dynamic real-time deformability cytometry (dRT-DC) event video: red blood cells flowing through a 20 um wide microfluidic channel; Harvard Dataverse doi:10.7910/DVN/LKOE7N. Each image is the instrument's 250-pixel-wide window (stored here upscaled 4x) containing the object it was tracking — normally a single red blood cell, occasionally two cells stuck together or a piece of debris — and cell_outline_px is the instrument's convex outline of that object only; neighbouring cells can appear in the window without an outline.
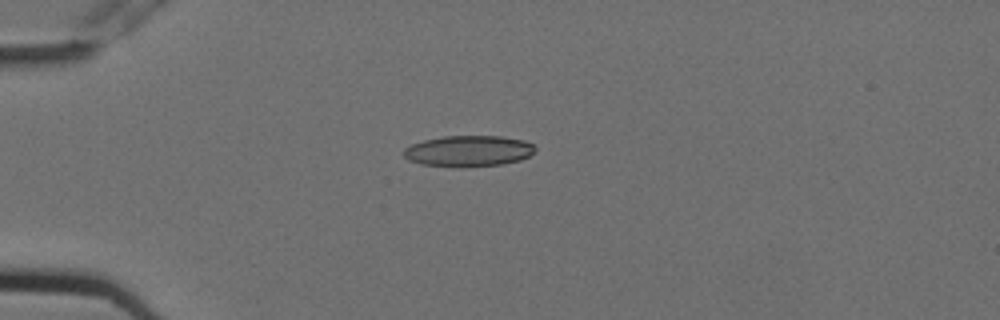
{"species": "Egyptian fruit bat (a non-hibernating species)", "species_latin": "Rousettus aegyptiacus", "temperature_condition": "cold", "stored_images_in_passage": 8, "camera_frame_rate_fps": 3000, "um_per_image_px": 0.085, "animal": {"sex": "female"}, "frame": {"image": 1, "passage_image": 5, "time_ms": 1.333, "image_size_px": [1000, 320], "cell_outline_px": [[536, 148], [528, 156], [520, 160], [500, 164], [460, 168], [420, 164], [408, 160], [404, 156], [404, 148], [412, 144], [424, 140], [444, 136], [500, 136], [524, 140], [532, 144]], "centroid_in_image_um": [39.79, 12.84], "position_along_channel_um": 45.2, "area_um2": 23.81}}
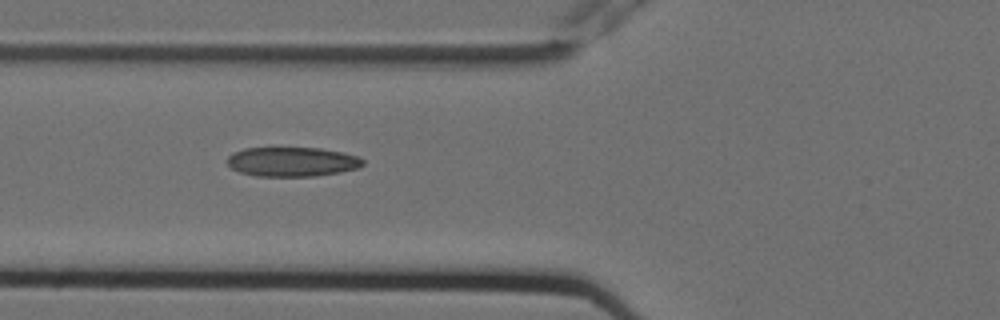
{"frame": {"image": 2, "passage_image": 7, "time_ms": 2.0, "image_size_px": [1000, 320], "cell_outline_px": [[364, 164], [360, 168], [340, 172], [316, 176], [256, 176], [240, 172], [232, 168], [228, 164], [228, 156], [232, 152], [244, 148], [320, 148], [344, 152], [356, 156], [364, 160]], "centroid_in_image_um": [24.85, 13.75], "position_along_channel_um": 100.9, "area_um2": 23.35}}
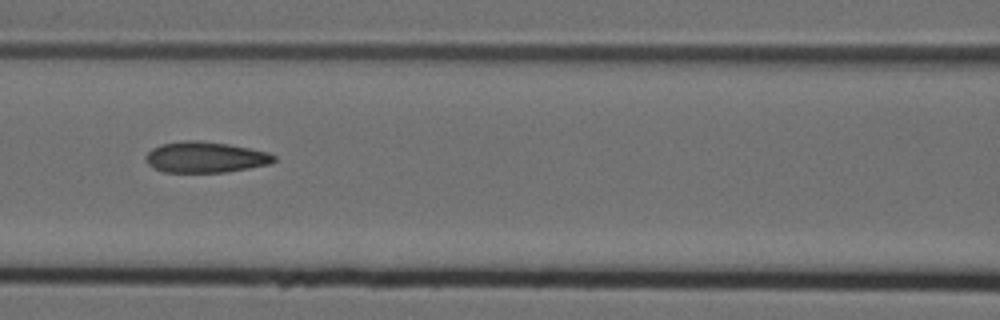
{"frame": {"image": 3, "passage_image": 8, "time_ms": 2.333, "image_size_px": [1000, 320], "cell_outline_px": [[276, 160], [272, 164], [224, 172], [164, 172], [152, 168], [144, 160], [144, 156], [152, 148], [160, 144], [184, 140], [200, 140], [228, 144], [268, 152], [276, 156]], "centroid_in_image_um": [17.42, 13.36], "position_along_channel_um": 149.2, "area_um2": 23.29}}